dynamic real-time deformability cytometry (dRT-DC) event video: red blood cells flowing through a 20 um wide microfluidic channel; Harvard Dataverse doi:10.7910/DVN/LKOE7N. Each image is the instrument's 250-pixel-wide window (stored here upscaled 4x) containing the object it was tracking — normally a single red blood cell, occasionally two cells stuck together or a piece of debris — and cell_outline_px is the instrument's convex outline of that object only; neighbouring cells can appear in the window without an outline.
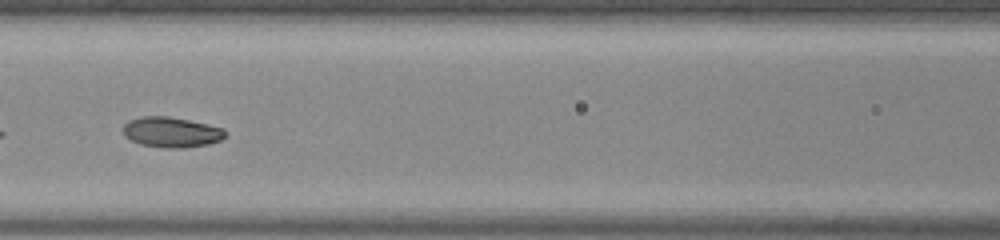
{"species": "common noctule bat (a hibernating species)", "species_latin": "Nyctalus noctula", "temperature_condition": "room temperature", "stored_images_in_passage": 40, "camera_frame_rate_fps": 3000, "um_per_image_px": 0.085, "animal": {"sex": "male", "body_mass_g": 20.0, "forearm_length_mm": 53.3}, "frame": {"image": 1, "passage_image": 12, "time_ms": 3.667, "image_size_px": [1000, 240], "cell_outline_px": [[224, 136], [220, 140], [208, 144], [184, 148], [168, 148], [140, 144], [124, 136], [124, 124], [128, 120], [140, 116], [168, 116], [208, 124], [224, 128]], "centroid_in_image_um": [14.55, 11.23], "position_along_channel_um": 152.1, "area_um2": 17.98}}
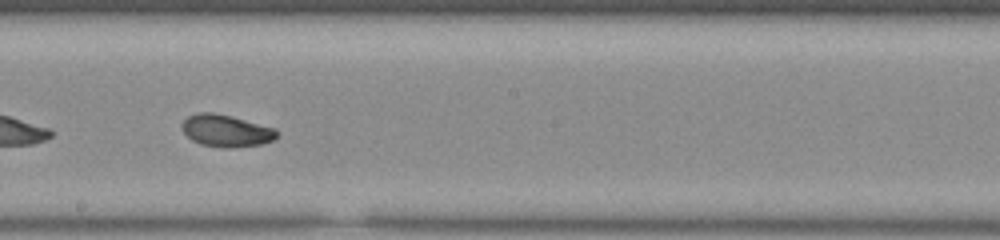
{"frame": {"image": 2, "passage_image": 18, "time_ms": 5.667, "image_size_px": [1000, 240], "cell_outline_px": [[280, 132], [272, 140], [260, 144], [232, 148], [220, 148], [200, 144], [192, 140], [180, 128], [180, 124], [188, 116], [196, 112], [212, 112], [232, 116], [276, 128]], "centroid_in_image_um": [19.2, 11.11], "position_along_channel_um": 229.0, "area_um2": 17.98}, "authors_computed_cell_mechanics": {"area_um2": 17.918, "velocity_mm_per_s": 3.8624, "shape_relaxation_time_tau1_ms": 2.6927, "shape_relaxation_time_tau2_ms": 1.3645, "deformation_change_tau1": 0.1084, "deformation_change_tau2": 0.0473}}